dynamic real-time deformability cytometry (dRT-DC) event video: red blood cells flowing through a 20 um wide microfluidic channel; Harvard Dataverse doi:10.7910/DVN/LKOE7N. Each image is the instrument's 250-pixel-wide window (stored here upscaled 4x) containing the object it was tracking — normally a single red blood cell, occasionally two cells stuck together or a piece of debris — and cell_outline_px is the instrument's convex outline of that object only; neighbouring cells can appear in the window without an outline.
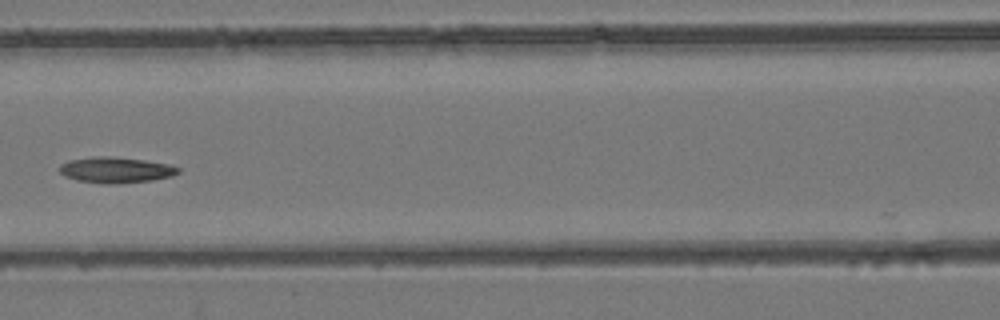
{"species": "common noctule bat (a hibernating species)", "species_latin": "Nyctalus noctula", "temperature_condition": "room temperature", "stored_images_in_passage": 7, "camera_frame_rate_fps": 3000, "um_per_image_px": 0.085, "animal": {"sex": "female", "body_mass_g": 24.6, "forearm_length_mm": 56.2}, "frame": {"image": 1, "passage_image": 6, "time_ms": 7.0, "image_size_px": [1000, 320], "cell_outline_px": [[180, 172], [172, 176], [152, 180], [112, 184], [104, 184], [76, 180], [64, 176], [60, 172], [60, 164], [68, 160], [92, 156], [112, 156], [144, 160], [168, 164], [180, 168]], "centroid_in_image_um": [9.82, 14.44], "position_along_channel_um": 156.8, "area_um2": 17.98}}
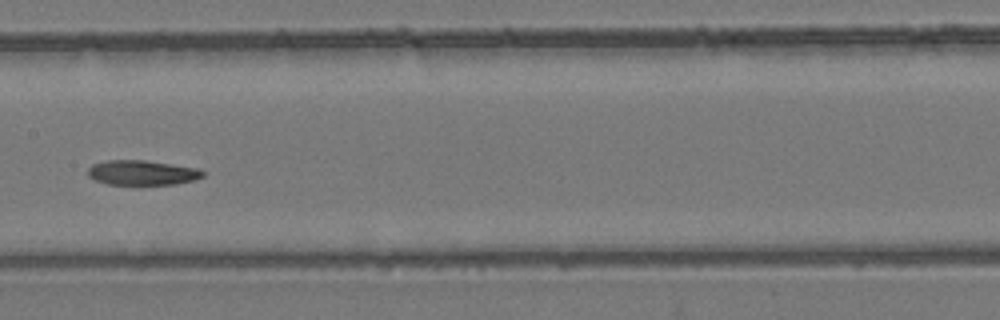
{"frame": {"image": 2, "passage_image": 7, "time_ms": 8.0, "image_size_px": [1000, 320], "cell_outline_px": [[204, 176], [196, 180], [176, 184], [108, 184], [96, 180], [88, 176], [88, 168], [92, 164], [108, 160], [144, 160], [200, 168], [204, 172]], "centroid_in_image_um": [12.12, 14.67], "position_along_channel_um": 195.3, "area_um2": 16.65}}